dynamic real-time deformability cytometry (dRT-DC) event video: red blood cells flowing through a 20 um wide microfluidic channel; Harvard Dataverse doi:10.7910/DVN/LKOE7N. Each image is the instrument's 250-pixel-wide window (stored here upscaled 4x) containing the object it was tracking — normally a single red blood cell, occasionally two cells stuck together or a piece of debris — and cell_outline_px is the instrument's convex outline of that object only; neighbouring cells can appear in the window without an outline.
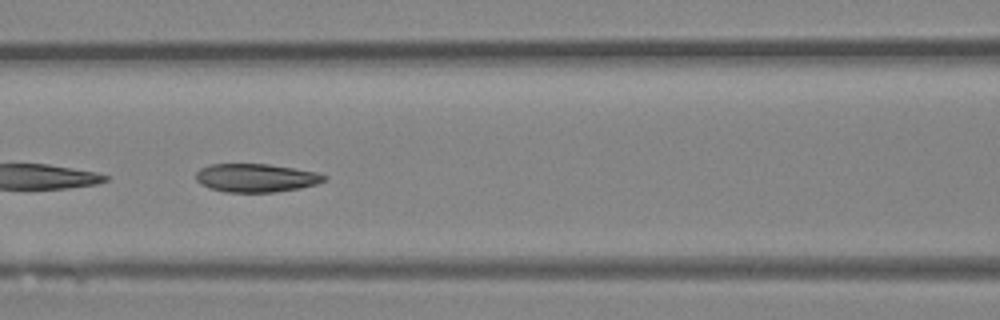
{"species": "Egyptian fruit bat (a non-hibernating species)", "species_latin": "Rousettus aegyptiacus", "temperature_condition": "room temperature", "stored_images_in_passage": 47, "camera_frame_rate_fps": 3000, "um_per_image_px": 0.085, "animal": {"sex": "female"}, "frame": {"image": 1, "passage_image": 21, "time_ms": 6.667, "image_size_px": [1000, 320], "cell_outline_px": [[328, 180], [316, 184], [300, 188], [272, 192], [224, 192], [208, 188], [200, 184], [196, 180], [196, 172], [200, 168], [208, 164], [268, 164], [316, 172], [328, 176]], "centroid_in_image_um": [21.74, 15.12], "position_along_channel_um": 144.9, "area_um2": 21.33}}
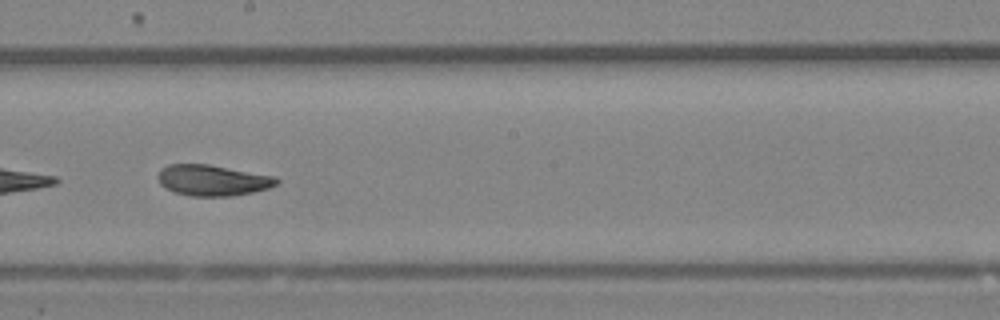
{"frame": {"image": 2, "passage_image": 27, "time_ms": 8.667, "image_size_px": [1000, 320], "cell_outline_px": [[280, 180], [276, 184], [268, 188], [252, 192], [232, 196], [192, 196], [176, 192], [164, 188], [160, 184], [156, 176], [160, 168], [168, 164], [208, 164], [276, 176]], "centroid_in_image_um": [18.04, 15.31], "position_along_channel_um": 230.2, "area_um2": 21.5}, "authors_computed_cell_mechanics": {"area_um2": 21.8484, "velocity_mm_per_s": 4.305, "shape_relaxation_time_tau1_ms": 9.991, "shape_relaxation_time_tau2_ms": 1.6753, "deformation_change_tau1": 0.2124, "deformation_change_tau2": 0.0666}}